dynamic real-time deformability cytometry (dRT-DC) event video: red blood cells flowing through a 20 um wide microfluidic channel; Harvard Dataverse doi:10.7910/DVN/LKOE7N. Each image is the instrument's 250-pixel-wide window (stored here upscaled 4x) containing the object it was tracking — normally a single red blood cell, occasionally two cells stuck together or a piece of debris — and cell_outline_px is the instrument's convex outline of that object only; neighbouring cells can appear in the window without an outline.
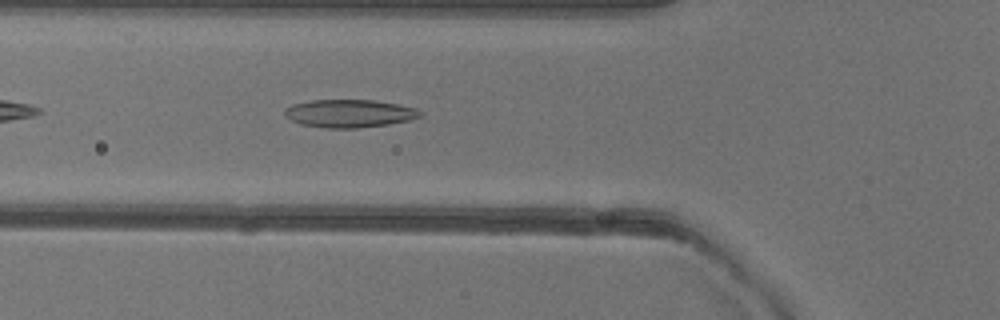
{"species": "common noctule bat (a hibernating species)", "species_latin": "Nyctalus noctula", "temperature_condition": "warm", "stored_images_in_passage": 35, "camera_frame_rate_fps": 3000, "um_per_image_px": 0.085, "animal": {"sex": "female"}, "frame": {"image": 1, "passage_image": 4, "time_ms": 1.0, "image_size_px": [1000, 320], "cell_outline_px": [[420, 116], [408, 120], [388, 124], [356, 128], [324, 128], [300, 124], [284, 116], [284, 108], [292, 104], [308, 100], [376, 100], [400, 104], [416, 108], [420, 112]], "centroid_in_image_um": [29.64, 9.63], "position_along_channel_um": 96.2, "area_um2": 22.14}}
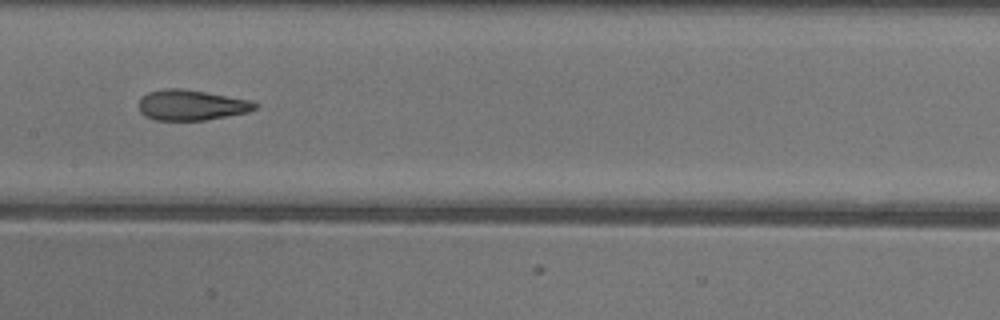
{"frame": {"image": 2, "passage_image": 11, "time_ms": 3.333, "image_size_px": [1000, 320], "cell_outline_px": [[260, 104], [256, 108], [248, 112], [204, 120], [156, 120], [144, 116], [140, 112], [140, 96], [148, 92], [164, 88], [180, 88], [252, 100]], "centroid_in_image_um": [16.26, 8.93], "position_along_channel_um": 191.1, "area_um2": 20.63}}
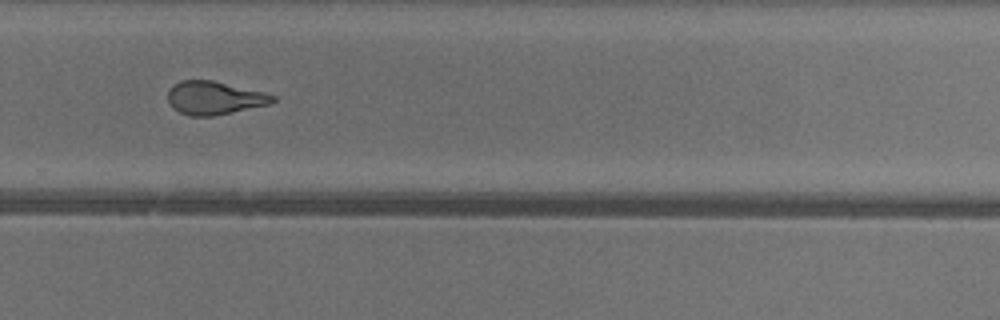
{"frame": {"image": 3, "passage_image": 20, "time_ms": 6.333, "image_size_px": [1000, 320], "cell_outline_px": [[276, 100], [268, 104], [212, 116], [188, 116], [172, 108], [168, 100], [168, 92], [180, 80], [212, 80], [264, 92], [276, 96]], "centroid_in_image_um": [18.21, 8.32], "position_along_channel_um": 311.6, "area_um2": 20.06}, "authors_computed_cell_mechanics": {"area_um2": 21.2704, "velocity_mm_per_s": 4.039, "shape_relaxation_time_tau1_ms": null, "shape_relaxation_time_tau2_ms": 1.5167, "deformation_change_tau1": null, "deformation_change_tau2": 0.0977}}